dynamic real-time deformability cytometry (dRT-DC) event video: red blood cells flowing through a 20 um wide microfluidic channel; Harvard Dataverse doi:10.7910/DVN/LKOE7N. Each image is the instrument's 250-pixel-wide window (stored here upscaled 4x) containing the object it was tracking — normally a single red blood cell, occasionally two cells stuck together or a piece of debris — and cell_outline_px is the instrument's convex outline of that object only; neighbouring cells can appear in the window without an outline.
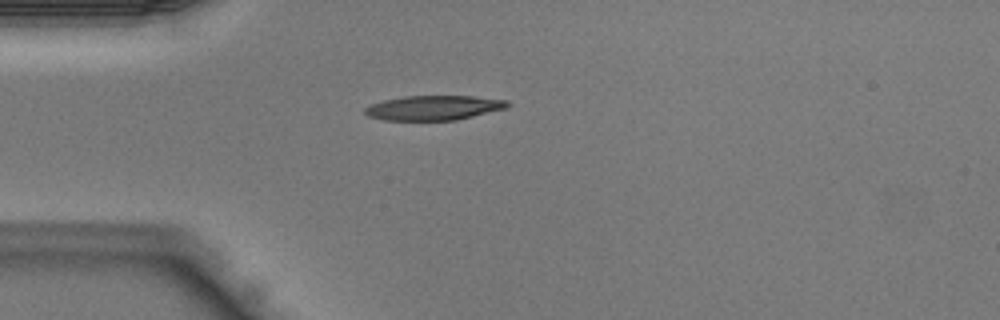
{"species": "Egyptian fruit bat (a non-hibernating species)", "species_latin": "Rousettus aegyptiacus", "temperature_condition": "warm", "stored_images_in_passage": 32, "camera_frame_rate_fps": 3000, "um_per_image_px": 0.085, "animal": {"sex": "male"}, "frame": {"image": 1, "passage_image": 1, "time_ms": 0.0, "image_size_px": [1000, 320], "cell_outline_px": [[512, 104], [508, 108], [456, 120], [384, 120], [368, 116], [364, 112], [364, 108], [372, 104], [384, 100], [404, 96], [472, 96], [508, 100]], "centroid_in_image_um": [36.91, 9.16], "position_along_channel_um": 48.1, "area_um2": 20.52}}
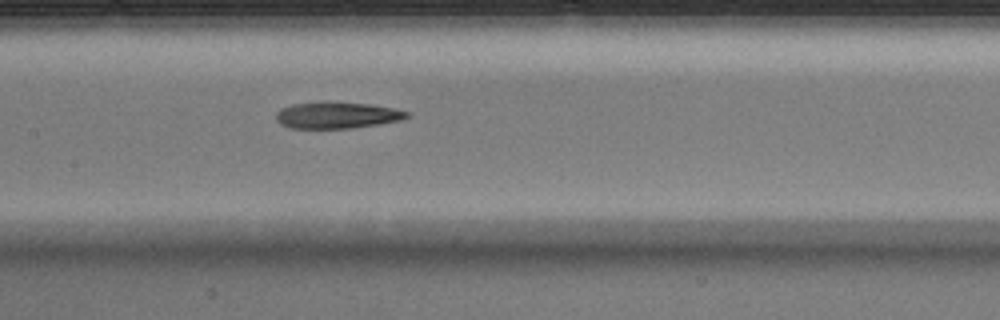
{"frame": {"image": 2, "passage_image": 10, "time_ms": 3.0, "image_size_px": [1000, 320], "cell_outline_px": [[412, 116], [400, 120], [380, 124], [352, 128], [292, 128], [280, 124], [276, 120], [276, 112], [280, 108], [292, 104], [320, 100], [328, 100], [372, 104], [412, 112]], "centroid_in_image_um": [28.65, 9.76], "position_along_channel_um": 178.7, "area_um2": 20.87}}
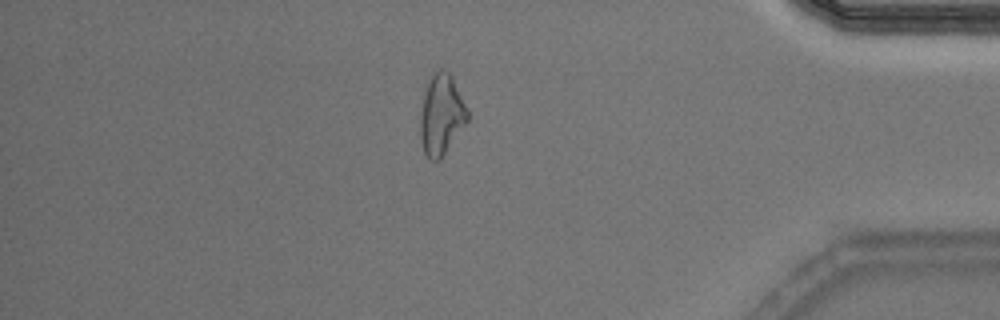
{"frame": {"image": 3, "passage_image": 26, "time_ms": 8.333, "image_size_px": [1000, 320], "cell_outline_px": [[468, 120], [440, 160], [428, 160], [424, 152], [420, 140], [420, 112], [424, 92], [428, 80], [436, 68], [444, 68], [452, 76], [468, 112]], "centroid_in_image_um": [37.48, 9.74], "position_along_channel_um": 397.7, "area_um2": 22.25}}